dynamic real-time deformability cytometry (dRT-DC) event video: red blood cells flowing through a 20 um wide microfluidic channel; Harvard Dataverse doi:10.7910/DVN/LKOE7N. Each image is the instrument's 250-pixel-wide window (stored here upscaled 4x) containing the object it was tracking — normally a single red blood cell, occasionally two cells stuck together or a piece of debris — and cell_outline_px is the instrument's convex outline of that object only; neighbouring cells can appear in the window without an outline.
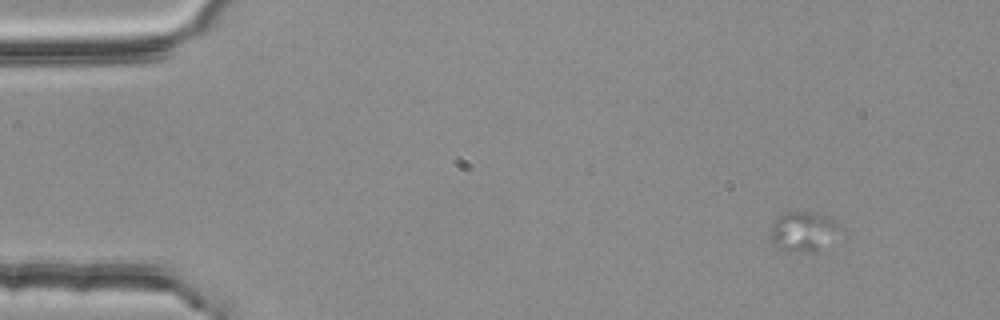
{"species": "common noctule bat (a hibernating species)", "species_latin": "Nyctalus noctula", "temperature_condition": "room temperature", "stored_images_in_passage": 6, "camera_frame_rate_fps": 3000, "um_per_image_px": 0.085, "animal": {"sex": "female", "body_mass_g": 25.1}, "frame": {"image": 1, "passage_image": 1, "time_ms": 0.0, "image_size_px": [1000, 320], "cell_outline_px": [[844, 228], [816, 252], [804, 252], [784, 248], [772, 240], [772, 220], [788, 212], [816, 212], [840, 224]], "centroid_in_image_um": [68.34, 19.64], "position_along_channel_um": 16.7, "area_um2": 15.49}}